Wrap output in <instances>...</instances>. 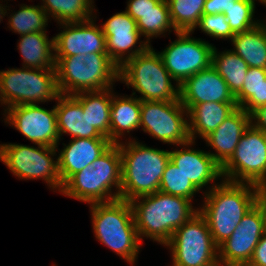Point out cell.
<instances>
[{"mask_svg": "<svg viewBox=\"0 0 266 266\" xmlns=\"http://www.w3.org/2000/svg\"><path fill=\"white\" fill-rule=\"evenodd\" d=\"M208 185L204 204L198 208L205 217L214 243L219 246L231 236L243 216L257 203L258 186L222 180ZM211 188H210V187Z\"/></svg>", "mask_w": 266, "mask_h": 266, "instance_id": "obj_1", "label": "cell"}, {"mask_svg": "<svg viewBox=\"0 0 266 266\" xmlns=\"http://www.w3.org/2000/svg\"><path fill=\"white\" fill-rule=\"evenodd\" d=\"M140 241L150 238L165 245L174 232L186 223L199 209L187 198L157 191L129 201Z\"/></svg>", "mask_w": 266, "mask_h": 266, "instance_id": "obj_2", "label": "cell"}, {"mask_svg": "<svg viewBox=\"0 0 266 266\" xmlns=\"http://www.w3.org/2000/svg\"><path fill=\"white\" fill-rule=\"evenodd\" d=\"M118 145L122 167L120 199L131 201L159 191L170 151L146 146L133 138L125 143L121 140Z\"/></svg>", "mask_w": 266, "mask_h": 266, "instance_id": "obj_3", "label": "cell"}, {"mask_svg": "<svg viewBox=\"0 0 266 266\" xmlns=\"http://www.w3.org/2000/svg\"><path fill=\"white\" fill-rule=\"evenodd\" d=\"M89 205L95 238L133 266L142 244L130 202L117 199Z\"/></svg>", "mask_w": 266, "mask_h": 266, "instance_id": "obj_4", "label": "cell"}, {"mask_svg": "<svg viewBox=\"0 0 266 266\" xmlns=\"http://www.w3.org/2000/svg\"><path fill=\"white\" fill-rule=\"evenodd\" d=\"M121 175L120 148L113 144L90 166L72 175L60 193L88 204L111 202L120 199Z\"/></svg>", "mask_w": 266, "mask_h": 266, "instance_id": "obj_5", "label": "cell"}, {"mask_svg": "<svg viewBox=\"0 0 266 266\" xmlns=\"http://www.w3.org/2000/svg\"><path fill=\"white\" fill-rule=\"evenodd\" d=\"M55 70L59 93L75 95L113 88L120 68L108 54L88 53L55 57Z\"/></svg>", "mask_w": 266, "mask_h": 266, "instance_id": "obj_6", "label": "cell"}, {"mask_svg": "<svg viewBox=\"0 0 266 266\" xmlns=\"http://www.w3.org/2000/svg\"><path fill=\"white\" fill-rule=\"evenodd\" d=\"M119 81L135 90L132 95L140 93L141 101L180 100V86L172 84L175 80L165 68L161 55L151 46L120 67Z\"/></svg>", "mask_w": 266, "mask_h": 266, "instance_id": "obj_7", "label": "cell"}, {"mask_svg": "<svg viewBox=\"0 0 266 266\" xmlns=\"http://www.w3.org/2000/svg\"><path fill=\"white\" fill-rule=\"evenodd\" d=\"M21 68L0 71V103L5 105V109L58 98L60 93L55 69Z\"/></svg>", "mask_w": 266, "mask_h": 266, "instance_id": "obj_8", "label": "cell"}, {"mask_svg": "<svg viewBox=\"0 0 266 266\" xmlns=\"http://www.w3.org/2000/svg\"><path fill=\"white\" fill-rule=\"evenodd\" d=\"M164 246L171 250L172 266H220L218 246L199 211L179 227Z\"/></svg>", "mask_w": 266, "mask_h": 266, "instance_id": "obj_9", "label": "cell"}, {"mask_svg": "<svg viewBox=\"0 0 266 266\" xmlns=\"http://www.w3.org/2000/svg\"><path fill=\"white\" fill-rule=\"evenodd\" d=\"M58 147L37 144V147L23 144H0V161L19 179L44 180L49 188L62 190L58 173V161L54 160ZM58 189V190H57Z\"/></svg>", "mask_w": 266, "mask_h": 266, "instance_id": "obj_10", "label": "cell"}, {"mask_svg": "<svg viewBox=\"0 0 266 266\" xmlns=\"http://www.w3.org/2000/svg\"><path fill=\"white\" fill-rule=\"evenodd\" d=\"M221 172L226 181L266 185V133L250 124Z\"/></svg>", "mask_w": 266, "mask_h": 266, "instance_id": "obj_11", "label": "cell"}, {"mask_svg": "<svg viewBox=\"0 0 266 266\" xmlns=\"http://www.w3.org/2000/svg\"><path fill=\"white\" fill-rule=\"evenodd\" d=\"M141 127L154 139L170 145L180 146L190 140L188 111L180 100L141 101Z\"/></svg>", "mask_w": 266, "mask_h": 266, "instance_id": "obj_12", "label": "cell"}, {"mask_svg": "<svg viewBox=\"0 0 266 266\" xmlns=\"http://www.w3.org/2000/svg\"><path fill=\"white\" fill-rule=\"evenodd\" d=\"M192 32H177L176 40L169 43L161 55L165 68L179 86L190 76L212 65L213 44L195 39Z\"/></svg>", "mask_w": 266, "mask_h": 266, "instance_id": "obj_13", "label": "cell"}, {"mask_svg": "<svg viewBox=\"0 0 266 266\" xmlns=\"http://www.w3.org/2000/svg\"><path fill=\"white\" fill-rule=\"evenodd\" d=\"M265 231V216L256 203L243 216L231 236L218 246L220 266H246Z\"/></svg>", "mask_w": 266, "mask_h": 266, "instance_id": "obj_14", "label": "cell"}, {"mask_svg": "<svg viewBox=\"0 0 266 266\" xmlns=\"http://www.w3.org/2000/svg\"><path fill=\"white\" fill-rule=\"evenodd\" d=\"M4 122L37 145L58 147L59 132L55 106L51 110L39 104L10 106L4 110Z\"/></svg>", "mask_w": 266, "mask_h": 266, "instance_id": "obj_15", "label": "cell"}, {"mask_svg": "<svg viewBox=\"0 0 266 266\" xmlns=\"http://www.w3.org/2000/svg\"><path fill=\"white\" fill-rule=\"evenodd\" d=\"M101 27L106 37L107 54L119 68L151 46L144 40L139 41L141 34L137 23L126 11L115 13Z\"/></svg>", "mask_w": 266, "mask_h": 266, "instance_id": "obj_16", "label": "cell"}, {"mask_svg": "<svg viewBox=\"0 0 266 266\" xmlns=\"http://www.w3.org/2000/svg\"><path fill=\"white\" fill-rule=\"evenodd\" d=\"M91 18L84 22L62 23L61 32L54 36V57H70L88 53L107 54L102 27Z\"/></svg>", "mask_w": 266, "mask_h": 266, "instance_id": "obj_17", "label": "cell"}, {"mask_svg": "<svg viewBox=\"0 0 266 266\" xmlns=\"http://www.w3.org/2000/svg\"><path fill=\"white\" fill-rule=\"evenodd\" d=\"M179 88V99L184 106L203 102L236 103L227 83L212 65L190 76Z\"/></svg>", "mask_w": 266, "mask_h": 266, "instance_id": "obj_18", "label": "cell"}, {"mask_svg": "<svg viewBox=\"0 0 266 266\" xmlns=\"http://www.w3.org/2000/svg\"><path fill=\"white\" fill-rule=\"evenodd\" d=\"M194 140L181 144V149L170 151V161L201 191L208 184L222 178L221 166L208 151L191 148ZM221 177V178H220Z\"/></svg>", "mask_w": 266, "mask_h": 266, "instance_id": "obj_19", "label": "cell"}, {"mask_svg": "<svg viewBox=\"0 0 266 266\" xmlns=\"http://www.w3.org/2000/svg\"><path fill=\"white\" fill-rule=\"evenodd\" d=\"M58 152V173L62 185L74 174L90 166L113 143L108 138H73Z\"/></svg>", "mask_w": 266, "mask_h": 266, "instance_id": "obj_20", "label": "cell"}, {"mask_svg": "<svg viewBox=\"0 0 266 266\" xmlns=\"http://www.w3.org/2000/svg\"><path fill=\"white\" fill-rule=\"evenodd\" d=\"M250 125V114L238 107L216 130L203 140L216 152H209L222 167L233 155L244 131Z\"/></svg>", "mask_w": 266, "mask_h": 266, "instance_id": "obj_21", "label": "cell"}, {"mask_svg": "<svg viewBox=\"0 0 266 266\" xmlns=\"http://www.w3.org/2000/svg\"><path fill=\"white\" fill-rule=\"evenodd\" d=\"M56 118L59 138L62 134L73 138H106L90 123L83 113L81 103L73 95L60 94L55 100Z\"/></svg>", "mask_w": 266, "mask_h": 266, "instance_id": "obj_22", "label": "cell"}, {"mask_svg": "<svg viewBox=\"0 0 266 266\" xmlns=\"http://www.w3.org/2000/svg\"><path fill=\"white\" fill-rule=\"evenodd\" d=\"M184 107L188 111L190 140L194 141L198 136L204 139L238 108L237 103L223 102H203Z\"/></svg>", "mask_w": 266, "mask_h": 266, "instance_id": "obj_23", "label": "cell"}, {"mask_svg": "<svg viewBox=\"0 0 266 266\" xmlns=\"http://www.w3.org/2000/svg\"><path fill=\"white\" fill-rule=\"evenodd\" d=\"M141 100L131 94L119 96L112 91L110 141L119 144L125 133L140 128Z\"/></svg>", "mask_w": 266, "mask_h": 266, "instance_id": "obj_24", "label": "cell"}, {"mask_svg": "<svg viewBox=\"0 0 266 266\" xmlns=\"http://www.w3.org/2000/svg\"><path fill=\"white\" fill-rule=\"evenodd\" d=\"M17 49L23 59V67L55 69L54 37L46 32L27 33L19 37Z\"/></svg>", "mask_w": 266, "mask_h": 266, "instance_id": "obj_25", "label": "cell"}, {"mask_svg": "<svg viewBox=\"0 0 266 266\" xmlns=\"http://www.w3.org/2000/svg\"><path fill=\"white\" fill-rule=\"evenodd\" d=\"M112 90L81 92L73 95L82 105L91 125L104 137L110 140V119Z\"/></svg>", "mask_w": 266, "mask_h": 266, "instance_id": "obj_26", "label": "cell"}, {"mask_svg": "<svg viewBox=\"0 0 266 266\" xmlns=\"http://www.w3.org/2000/svg\"><path fill=\"white\" fill-rule=\"evenodd\" d=\"M231 42L233 50L249 67L266 69V30L262 23L252 29L236 33Z\"/></svg>", "mask_w": 266, "mask_h": 266, "instance_id": "obj_27", "label": "cell"}, {"mask_svg": "<svg viewBox=\"0 0 266 266\" xmlns=\"http://www.w3.org/2000/svg\"><path fill=\"white\" fill-rule=\"evenodd\" d=\"M212 66L227 83L230 91L236 96L242 89L249 69L247 63L233 50L218 52L214 46Z\"/></svg>", "mask_w": 266, "mask_h": 266, "instance_id": "obj_28", "label": "cell"}, {"mask_svg": "<svg viewBox=\"0 0 266 266\" xmlns=\"http://www.w3.org/2000/svg\"><path fill=\"white\" fill-rule=\"evenodd\" d=\"M41 7L50 19L53 17L58 24L84 22L94 18L93 0H42Z\"/></svg>", "mask_w": 266, "mask_h": 266, "instance_id": "obj_29", "label": "cell"}, {"mask_svg": "<svg viewBox=\"0 0 266 266\" xmlns=\"http://www.w3.org/2000/svg\"><path fill=\"white\" fill-rule=\"evenodd\" d=\"M237 107L251 114L266 105V69L249 67L241 91L235 96Z\"/></svg>", "mask_w": 266, "mask_h": 266, "instance_id": "obj_30", "label": "cell"}, {"mask_svg": "<svg viewBox=\"0 0 266 266\" xmlns=\"http://www.w3.org/2000/svg\"><path fill=\"white\" fill-rule=\"evenodd\" d=\"M137 29L141 36H145L146 42L150 44V40L154 37L165 36L167 31L176 34L171 18L167 0H161L154 8L142 14V17L136 21Z\"/></svg>", "mask_w": 266, "mask_h": 266, "instance_id": "obj_31", "label": "cell"}, {"mask_svg": "<svg viewBox=\"0 0 266 266\" xmlns=\"http://www.w3.org/2000/svg\"><path fill=\"white\" fill-rule=\"evenodd\" d=\"M206 0H167L170 18L177 32H194Z\"/></svg>", "mask_w": 266, "mask_h": 266, "instance_id": "obj_32", "label": "cell"}, {"mask_svg": "<svg viewBox=\"0 0 266 266\" xmlns=\"http://www.w3.org/2000/svg\"><path fill=\"white\" fill-rule=\"evenodd\" d=\"M8 27L20 36L33 32H47L48 15L40 5H20L17 12L8 17Z\"/></svg>", "mask_w": 266, "mask_h": 266, "instance_id": "obj_33", "label": "cell"}, {"mask_svg": "<svg viewBox=\"0 0 266 266\" xmlns=\"http://www.w3.org/2000/svg\"><path fill=\"white\" fill-rule=\"evenodd\" d=\"M159 191L192 201L193 196L200 190L169 160L160 181Z\"/></svg>", "mask_w": 266, "mask_h": 266, "instance_id": "obj_34", "label": "cell"}, {"mask_svg": "<svg viewBox=\"0 0 266 266\" xmlns=\"http://www.w3.org/2000/svg\"><path fill=\"white\" fill-rule=\"evenodd\" d=\"M255 1L237 0L225 13L231 31L241 33L257 26L261 21L254 20Z\"/></svg>", "mask_w": 266, "mask_h": 266, "instance_id": "obj_35", "label": "cell"}, {"mask_svg": "<svg viewBox=\"0 0 266 266\" xmlns=\"http://www.w3.org/2000/svg\"><path fill=\"white\" fill-rule=\"evenodd\" d=\"M210 37L218 39H232L235 35L228 24V21L223 13L220 14H203L200 22L196 27Z\"/></svg>", "mask_w": 266, "mask_h": 266, "instance_id": "obj_36", "label": "cell"}, {"mask_svg": "<svg viewBox=\"0 0 266 266\" xmlns=\"http://www.w3.org/2000/svg\"><path fill=\"white\" fill-rule=\"evenodd\" d=\"M161 0H128L126 12L135 20H139L142 14L154 8Z\"/></svg>", "mask_w": 266, "mask_h": 266, "instance_id": "obj_37", "label": "cell"}, {"mask_svg": "<svg viewBox=\"0 0 266 266\" xmlns=\"http://www.w3.org/2000/svg\"><path fill=\"white\" fill-rule=\"evenodd\" d=\"M237 0H206L203 8V14L225 13Z\"/></svg>", "mask_w": 266, "mask_h": 266, "instance_id": "obj_38", "label": "cell"}, {"mask_svg": "<svg viewBox=\"0 0 266 266\" xmlns=\"http://www.w3.org/2000/svg\"><path fill=\"white\" fill-rule=\"evenodd\" d=\"M246 266H266V231L256 245L253 255Z\"/></svg>", "mask_w": 266, "mask_h": 266, "instance_id": "obj_39", "label": "cell"}, {"mask_svg": "<svg viewBox=\"0 0 266 266\" xmlns=\"http://www.w3.org/2000/svg\"><path fill=\"white\" fill-rule=\"evenodd\" d=\"M250 124L266 133V105L261 106L250 114Z\"/></svg>", "mask_w": 266, "mask_h": 266, "instance_id": "obj_40", "label": "cell"}, {"mask_svg": "<svg viewBox=\"0 0 266 266\" xmlns=\"http://www.w3.org/2000/svg\"><path fill=\"white\" fill-rule=\"evenodd\" d=\"M257 203L263 210L266 223V185L258 186Z\"/></svg>", "mask_w": 266, "mask_h": 266, "instance_id": "obj_41", "label": "cell"}, {"mask_svg": "<svg viewBox=\"0 0 266 266\" xmlns=\"http://www.w3.org/2000/svg\"><path fill=\"white\" fill-rule=\"evenodd\" d=\"M7 7H8V9H7ZM9 7L10 6H7V5L5 6V4H4V6H3V4H0V22L2 21V18L4 16H7L9 14V13H7V10H9Z\"/></svg>", "mask_w": 266, "mask_h": 266, "instance_id": "obj_42", "label": "cell"}, {"mask_svg": "<svg viewBox=\"0 0 266 266\" xmlns=\"http://www.w3.org/2000/svg\"><path fill=\"white\" fill-rule=\"evenodd\" d=\"M253 1H257V0H253ZM261 4L265 5L266 0H258Z\"/></svg>", "mask_w": 266, "mask_h": 266, "instance_id": "obj_43", "label": "cell"}, {"mask_svg": "<svg viewBox=\"0 0 266 266\" xmlns=\"http://www.w3.org/2000/svg\"><path fill=\"white\" fill-rule=\"evenodd\" d=\"M265 21H261L262 25L264 26V29L266 30V22L264 24Z\"/></svg>", "mask_w": 266, "mask_h": 266, "instance_id": "obj_44", "label": "cell"}]
</instances>
